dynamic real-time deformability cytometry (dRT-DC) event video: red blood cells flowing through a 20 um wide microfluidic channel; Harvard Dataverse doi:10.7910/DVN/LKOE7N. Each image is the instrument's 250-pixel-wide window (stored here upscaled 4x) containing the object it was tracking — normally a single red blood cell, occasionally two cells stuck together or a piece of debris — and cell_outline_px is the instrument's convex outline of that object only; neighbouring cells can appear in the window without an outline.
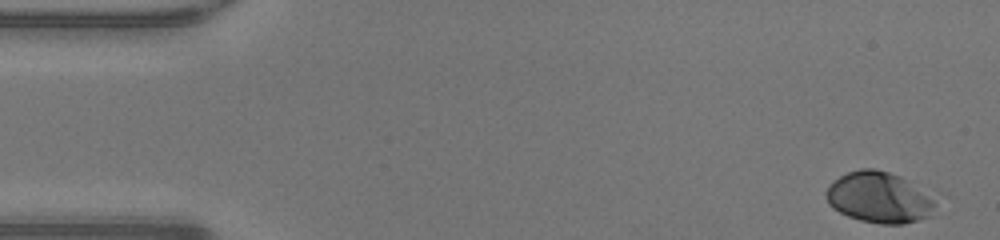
{"species": "human", "species_latin": "Homo sapiens", "temperature_condition": "warm", "stored_images_in_passage": 47, "camera_frame_rate_fps": 3000, "um_per_image_px": 0.085, "donor": {"sex": "male"}, "frame": {"image": 1, "passage_image": 1, "time_ms": 0.0, "image_size_px": [1000, 240], "cell_outline_px": [[936, 204], [928, 216], [920, 220], [904, 224], [880, 224], [860, 220], [848, 216], [832, 208], [828, 204], [824, 196], [824, 192], [828, 184], [832, 180], [848, 172], [860, 168], [876, 168], [900, 176], [932, 200]], "centroid_in_image_um": [74.6, 16.79], "position_along_channel_um": 10.4, "area_um2": 32.14}}
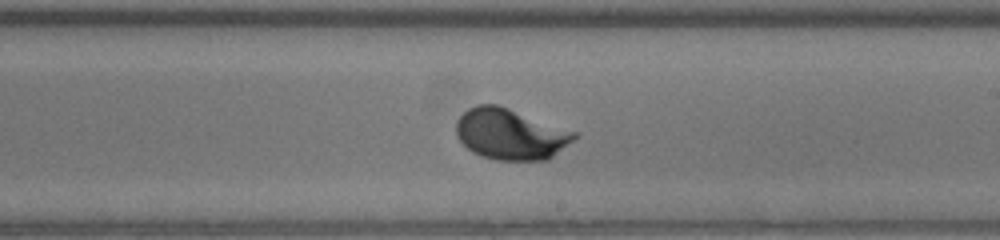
{"frame": {"image": 2, "passage_image": 27, "time_ms": 8.667, "image_size_px": [1000, 240], "cell_outline_px": [[580, 136], [548, 160], [496, 160], [472, 152], [456, 136], [456, 120], [468, 108], [476, 104], [496, 104], [580, 132]], "centroid_in_image_um": [43.44, 11.39], "position_along_channel_um": 245.6, "area_um2": 35.37}}
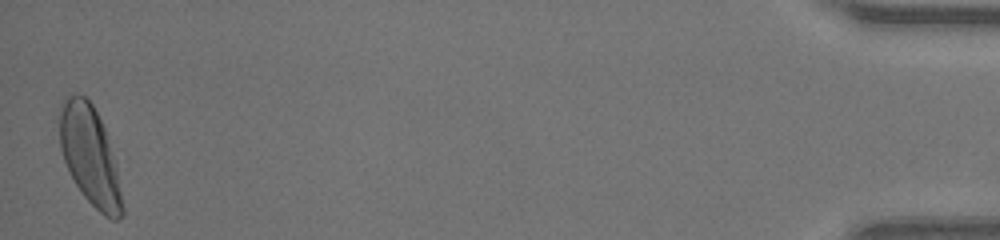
{"frame": {"image": 3, "passage_image": 47, "time_ms": 15.333, "image_size_px": [1000, 240], "cell_outline_px": [[124, 212], [120, 220], [112, 220], [104, 216], [84, 196], [76, 184], [64, 160], [60, 148], [60, 104], [64, 96], [84, 96], [92, 104], [104, 128], [116, 164], [124, 208]], "centroid_in_image_um": [7.66, 13.27], "position_along_channel_um": 427.5, "area_um2": 35.66}, "authors_computed_cell_mechanics": {"area_um2": 33.524, "velocity_mm_per_s": 4.2652, "shape_relaxation_time_tau1_ms": 1.7647, "shape_relaxation_time_tau2_ms": null, "deformation_change_tau1": 0.1207, "deformation_change_tau2": null}}